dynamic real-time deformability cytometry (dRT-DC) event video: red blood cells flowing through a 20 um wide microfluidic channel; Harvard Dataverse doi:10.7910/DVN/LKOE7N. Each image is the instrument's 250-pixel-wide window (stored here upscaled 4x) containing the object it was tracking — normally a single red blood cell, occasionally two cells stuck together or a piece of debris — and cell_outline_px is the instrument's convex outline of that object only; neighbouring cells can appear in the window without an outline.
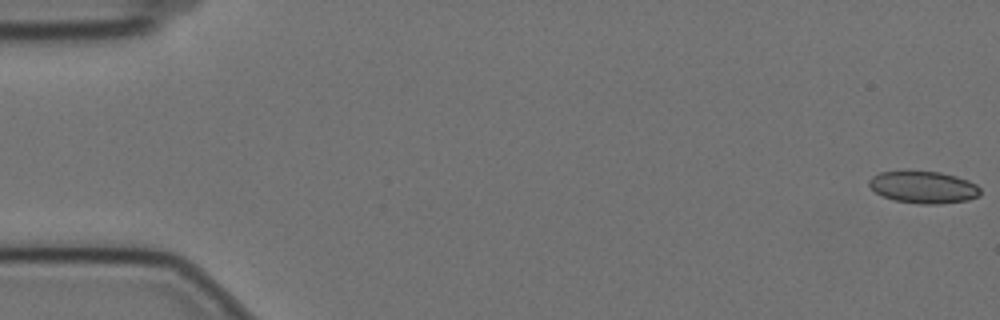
{"species": "Egyptian fruit bat (a non-hibernating species)", "species_latin": "Rousettus aegyptiacus", "temperature_condition": "cold", "stored_images_in_passage": 5, "camera_frame_rate_fps": 3000, "um_per_image_px": 0.085, "animal": {"sex": "female"}, "frame": {"image": 1, "passage_image": 1, "time_ms": 0.0, "image_size_px": [1000, 320], "cell_outline_px": [[980, 196], [968, 200], [936, 204], [920, 204], [896, 200], [880, 196], [868, 184], [868, 180], [872, 176], [880, 172], [900, 168], [908, 168], [940, 172], [956, 176], [968, 180], [976, 184], [980, 188]], "centroid_in_image_um": [78.44, 15.86], "position_along_channel_um": 6.6, "area_um2": 21.62}}